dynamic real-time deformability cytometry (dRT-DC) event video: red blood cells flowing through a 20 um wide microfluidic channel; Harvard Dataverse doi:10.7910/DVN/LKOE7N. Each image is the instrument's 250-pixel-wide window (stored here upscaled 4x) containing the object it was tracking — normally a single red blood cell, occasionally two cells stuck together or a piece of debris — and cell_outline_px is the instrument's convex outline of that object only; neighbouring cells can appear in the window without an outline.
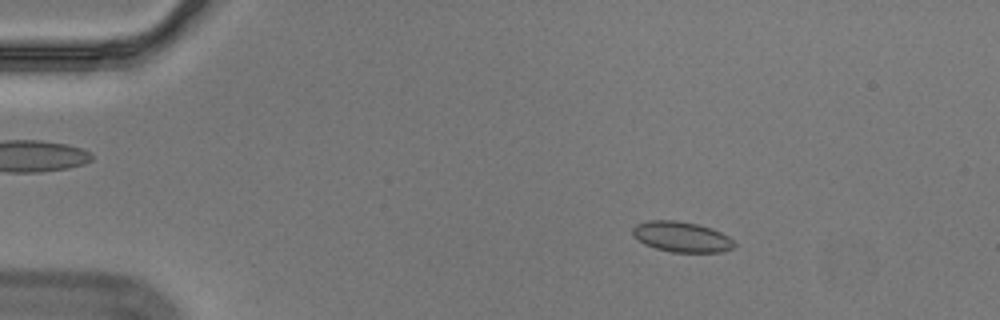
{"species": "Egyptian fruit bat (a non-hibernating species)", "species_latin": "Rousettus aegyptiacus", "temperature_condition": "cold", "stored_images_in_passage": 56, "segment_of_instrument_passage": [1, 2], "camera_frame_rate_fps": 3000, "um_per_image_px": 0.085, "animal": {"sex": "male"}, "frame": {"image": 1, "passage_image": 9, "time_ms": 2.667, "image_size_px": [1000, 320], "cell_outline_px": [[736, 244], [732, 248], [720, 252], [672, 252], [656, 248], [644, 244], [632, 232], [632, 228], [636, 224], [648, 220], [676, 220], [696, 224], [712, 228], [728, 236]], "centroid_in_image_um": [57.94, 20.12], "position_along_channel_um": 27.1, "area_um2": 17.86}}
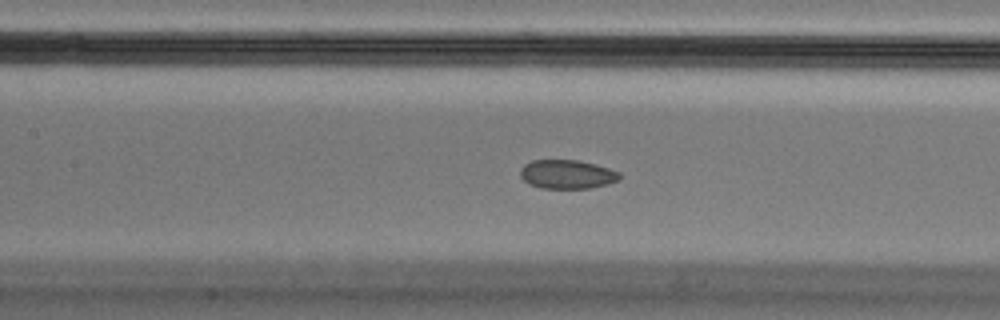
{"frame": {"image": 2, "passage_image": 26, "time_ms": 8.333, "image_size_px": [1000, 320], "cell_outline_px": [[620, 180], [608, 184], [588, 188], [540, 188], [528, 184], [520, 176], [520, 168], [524, 164], [532, 160], [580, 160], [596, 164], [620, 172]], "centroid_in_image_um": [48.19, 14.81], "position_along_channel_um": 159.2, "area_um2": 16.88}}
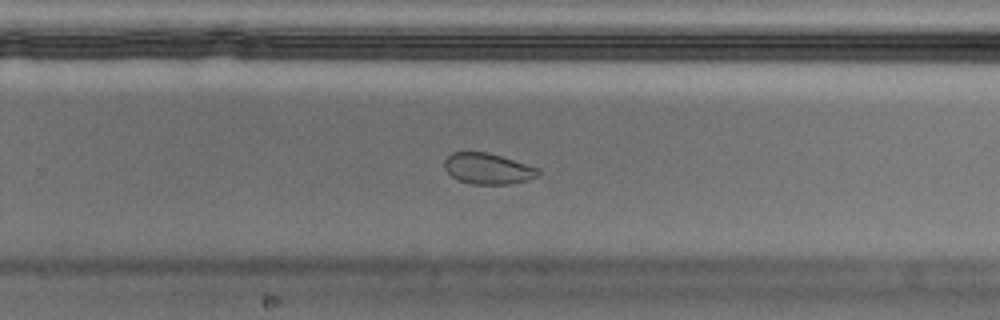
{"frame": {"image": 3, "passage_image": 37, "time_ms": 12.0, "image_size_px": [1000, 320], "cell_outline_px": [[540, 172], [536, 176], [528, 180], [508, 184], [472, 184], [456, 180], [444, 168], [444, 160], [452, 152], [488, 152], [528, 164], [540, 168]], "centroid_in_image_um": [41.46, 14.33], "position_along_channel_um": 288.3, "area_um2": 16.99}}